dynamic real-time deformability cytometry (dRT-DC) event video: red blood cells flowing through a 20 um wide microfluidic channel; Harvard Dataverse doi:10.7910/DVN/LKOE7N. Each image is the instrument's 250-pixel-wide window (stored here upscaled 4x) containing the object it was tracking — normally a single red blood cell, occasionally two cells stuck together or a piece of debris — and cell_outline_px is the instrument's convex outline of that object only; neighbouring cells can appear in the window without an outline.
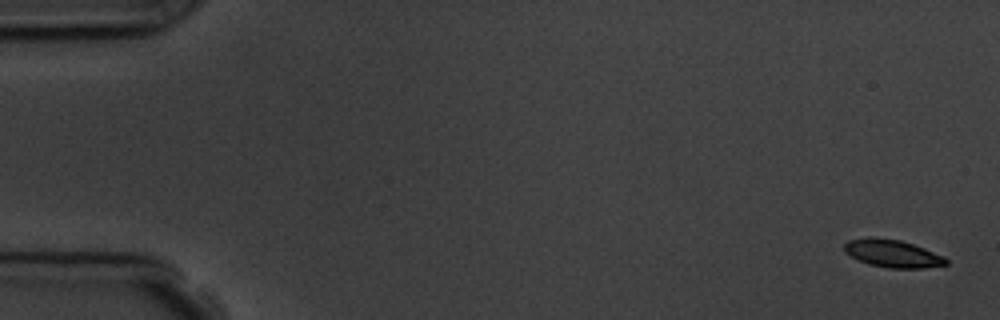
{"species": "common noctule bat (a hibernating species)", "species_latin": "Nyctalus noctula", "temperature_condition": "room temperature", "stored_images_in_passage": 6, "camera_frame_rate_fps": 3000, "um_per_image_px": 0.085, "animal": {"sex": "male", "body_mass_g": 19.5, "forearm_length_mm": 54.6}, "frame": {"image": 1, "passage_image": 1, "time_ms": 0.0, "image_size_px": [1000, 320], "cell_outline_px": [[948, 264], [924, 268], [888, 268], [868, 264], [844, 252], [844, 244], [848, 240], [868, 236], [872, 236], [900, 240], [924, 248], [944, 256], [948, 260]], "centroid_in_image_um": [75.85, 21.54], "position_along_channel_um": 9.1, "area_um2": 16.47}}
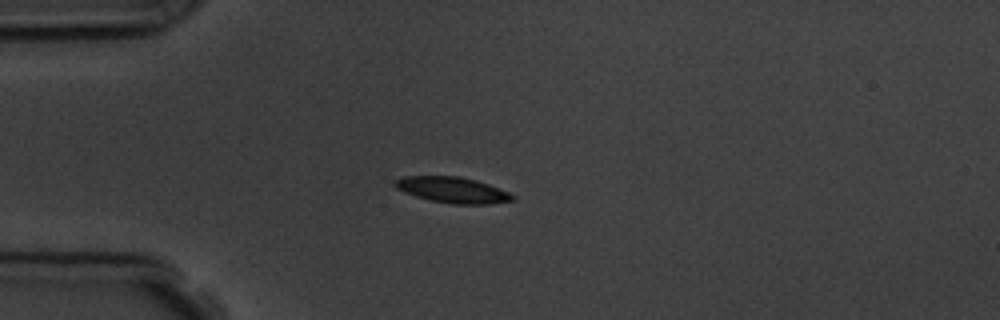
{"frame": {"image": 2, "passage_image": 4, "time_ms": 4.333, "image_size_px": [1000, 320], "cell_outline_px": [[516, 200], [492, 204], [452, 204], [432, 200], [416, 196], [404, 192], [396, 188], [392, 184], [396, 180], [404, 176], [460, 176], [476, 180], [488, 184], [508, 192], [516, 196]], "centroid_in_image_um": [38.49, 16.15], "position_along_channel_um": 46.5, "area_um2": 17.74}}